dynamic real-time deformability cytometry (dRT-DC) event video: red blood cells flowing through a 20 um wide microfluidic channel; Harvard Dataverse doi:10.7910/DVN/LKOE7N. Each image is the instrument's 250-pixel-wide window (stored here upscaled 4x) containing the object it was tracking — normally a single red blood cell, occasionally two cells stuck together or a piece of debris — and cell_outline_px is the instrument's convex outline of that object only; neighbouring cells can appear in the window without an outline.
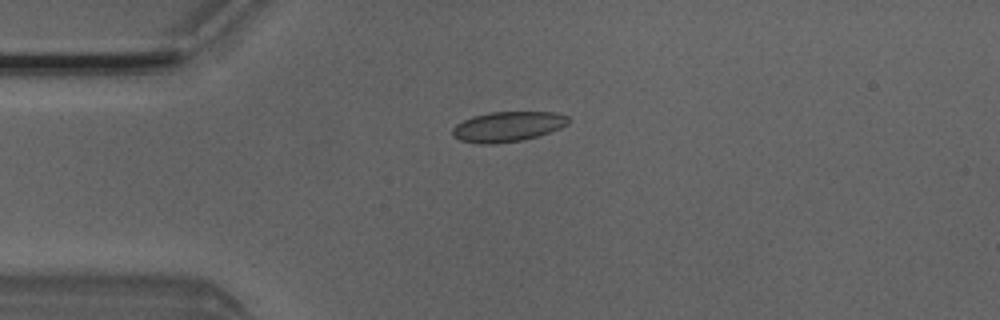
{"species": "Egyptian fruit bat (a non-hibernating species)", "species_latin": "Rousettus aegyptiacus", "temperature_condition": "room temperature", "stored_images_in_passage": 4, "camera_frame_rate_fps": 3000, "um_per_image_px": 0.085, "animal": {"sex": "male"}, "frame": {"image": 1, "passage_image": 1, "time_ms": 0.0, "image_size_px": [1000, 320], "cell_outline_px": [[568, 124], [560, 128], [524, 140], [492, 144], [476, 144], [460, 140], [452, 136], [452, 128], [456, 124], [472, 116], [492, 112], [556, 112], [568, 116]], "centroid_in_image_um": [43.12, 10.76], "position_along_channel_um": 41.9, "area_um2": 20.35}}
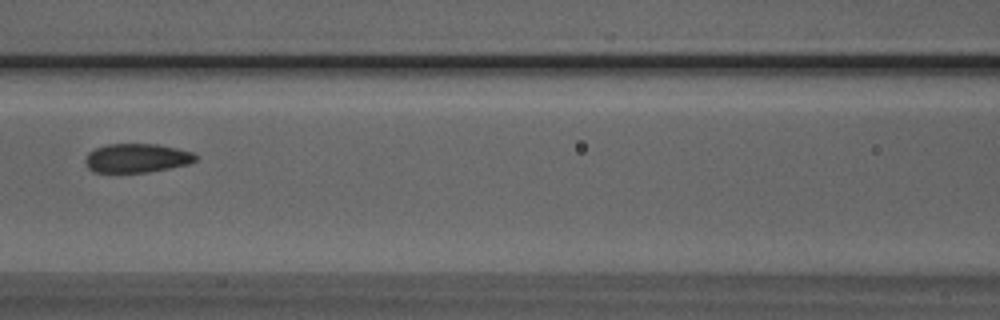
{"frame": {"image": 2, "passage_image": 4, "time_ms": 1.0, "image_size_px": [1000, 320], "cell_outline_px": [[196, 160], [188, 164], [148, 172], [92, 172], [88, 168], [84, 160], [88, 152], [96, 148], [108, 144], [156, 144], [176, 148], [192, 152], [196, 156]], "centroid_in_image_um": [11.59, 13.44], "position_along_channel_um": 155.0, "area_um2": 18.5}}